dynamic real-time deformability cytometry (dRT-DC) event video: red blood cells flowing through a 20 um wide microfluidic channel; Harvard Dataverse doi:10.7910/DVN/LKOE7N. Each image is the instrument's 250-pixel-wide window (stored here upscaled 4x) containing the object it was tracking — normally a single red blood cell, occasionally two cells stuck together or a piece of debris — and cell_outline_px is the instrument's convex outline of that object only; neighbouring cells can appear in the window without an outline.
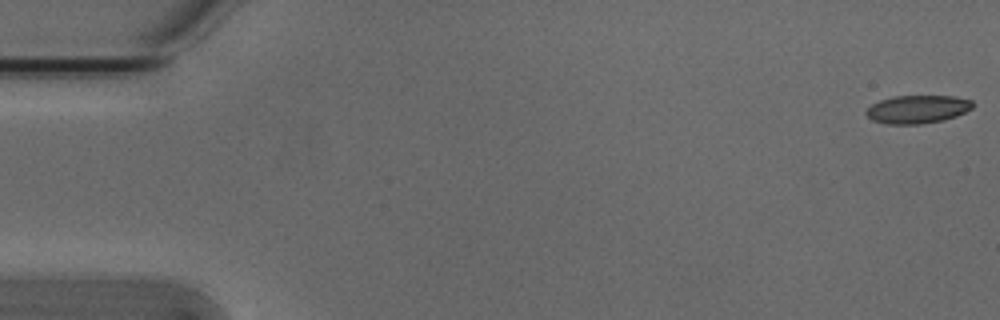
{"species": "Egyptian fruit bat (a non-hibernating species)", "species_latin": "Rousettus aegyptiacus", "temperature_condition": "cold", "stored_images_in_passage": 54, "camera_frame_rate_fps": 3000, "um_per_image_px": 0.085, "animal": {"sex": "male"}, "frame": {"image": 1, "passage_image": 1, "time_ms": 0.0, "image_size_px": [1000, 320], "cell_outline_px": [[972, 108], [956, 116], [940, 120], [920, 124], [888, 124], [872, 120], [864, 112], [872, 104], [880, 100], [892, 96], [952, 96], [972, 100]], "centroid_in_image_um": [77.95, 9.28], "position_along_channel_um": 7.0, "area_um2": 17.28}}
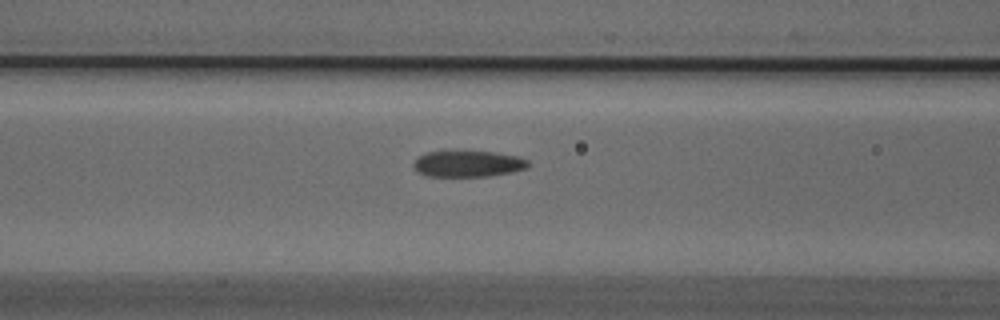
{"frame": {"image": 2, "passage_image": 22, "time_ms": 7.0, "image_size_px": [1000, 320], "cell_outline_px": [[528, 168], [512, 172], [488, 176], [428, 176], [416, 172], [412, 164], [416, 156], [428, 152], [492, 152], [516, 156], [528, 160]], "centroid_in_image_um": [39.73, 13.93], "position_along_channel_um": 126.9, "area_um2": 17.4}}
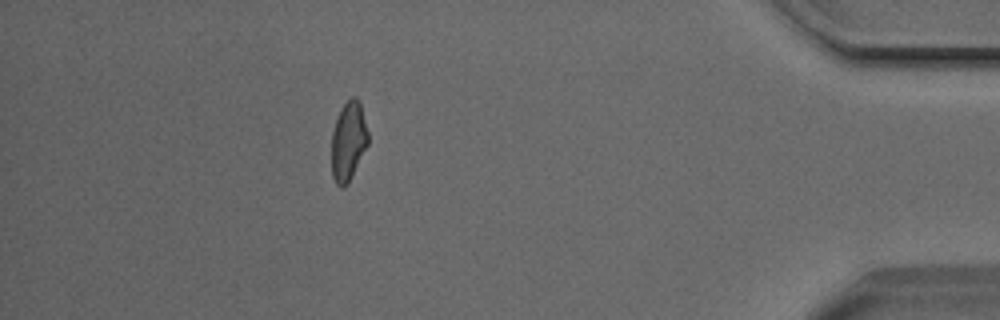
{"frame": {"image": 3, "passage_image": 48, "time_ms": 15.667, "image_size_px": [1000, 320], "cell_outline_px": [[368, 144], [348, 184], [344, 188], [340, 188], [336, 184], [332, 176], [332, 132], [340, 108], [352, 96], [356, 96], [360, 104], [368, 132]], "centroid_in_image_um": [29.6, 12.03], "position_along_channel_um": 405.6, "area_um2": 16.82}, "authors_computed_cell_mechanics": {"area_um2": 17.8891, "velocity_mm_per_s": 3.8153, "shape_relaxation_time_tau1_ms": 7.5247, "shape_relaxation_time_tau2_ms": 2.7824, "deformation_change_tau1": 0.149, "deformation_change_tau2": 0.0935}}